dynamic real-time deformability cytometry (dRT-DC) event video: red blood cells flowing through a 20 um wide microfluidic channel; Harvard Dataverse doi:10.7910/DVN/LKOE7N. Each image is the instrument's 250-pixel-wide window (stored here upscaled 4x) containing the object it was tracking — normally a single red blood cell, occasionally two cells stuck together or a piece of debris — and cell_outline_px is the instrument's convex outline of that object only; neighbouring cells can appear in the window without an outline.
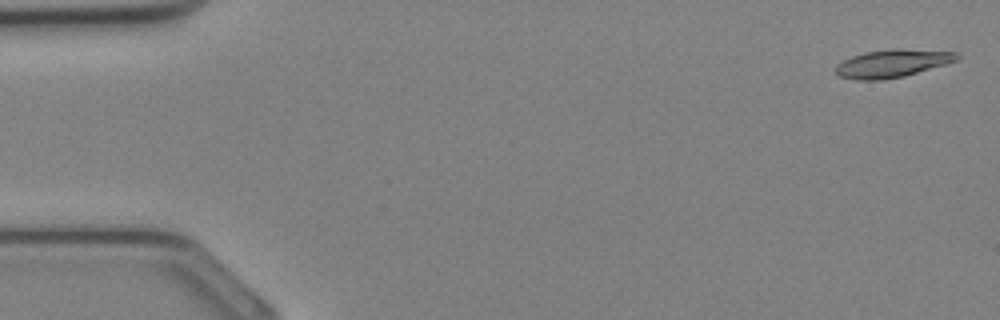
{"species": "Egyptian fruit bat (a non-hibernating species)", "species_latin": "Rousettus aegyptiacus", "temperature_condition": "cold", "stored_images_in_passage": 34, "camera_frame_rate_fps": 3000, "um_per_image_px": 0.085, "animal": {"sex": "female"}, "frame": {"image": 1, "passage_image": 1, "time_ms": 0.0, "image_size_px": [1000, 320], "cell_outline_px": [[960, 56], [956, 60], [948, 64], [904, 76], [880, 80], [856, 80], [840, 76], [836, 72], [836, 64], [852, 56], [864, 52], [892, 48], [896, 48], [956, 52]], "centroid_in_image_um": [75.85, 5.38], "position_along_channel_um": 9.1, "area_um2": 19.71}}
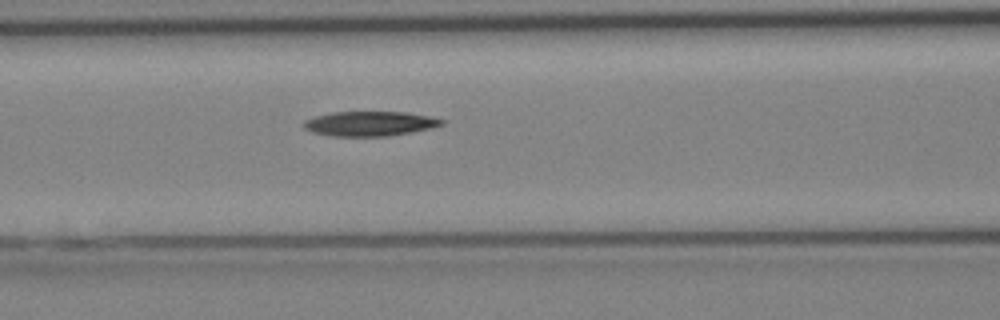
{"frame": {"image": 2, "passage_image": 14, "time_ms": 4.333, "image_size_px": [1000, 320], "cell_outline_px": [[444, 124], [428, 128], [388, 136], [332, 136], [312, 132], [304, 128], [304, 120], [316, 116], [332, 112], [408, 112], [428, 116], [444, 120]], "centroid_in_image_um": [31.39, 10.5], "position_along_channel_um": 135.2, "area_um2": 19.59}}
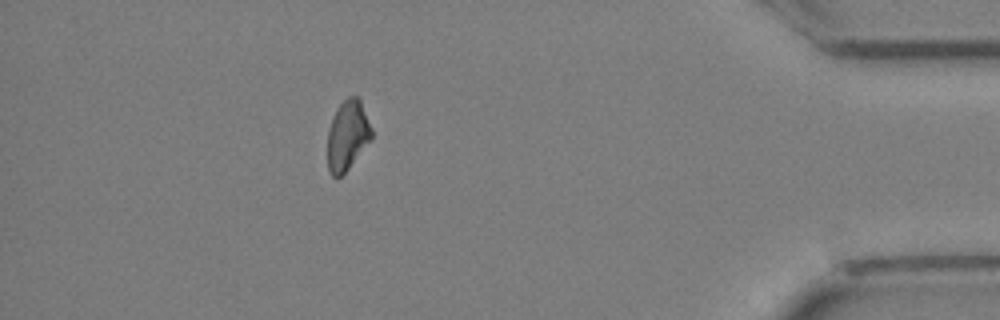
{"frame": {"image": 3, "passage_image": 30, "time_ms": 9.667, "image_size_px": [1000, 320], "cell_outline_px": [[372, 140], [348, 168], [340, 176], [332, 176], [328, 172], [328, 132], [336, 108], [348, 96], [356, 96], [360, 100], [372, 128]], "centroid_in_image_um": [29.55, 11.5], "position_along_channel_um": 405.7, "area_um2": 17.8}}